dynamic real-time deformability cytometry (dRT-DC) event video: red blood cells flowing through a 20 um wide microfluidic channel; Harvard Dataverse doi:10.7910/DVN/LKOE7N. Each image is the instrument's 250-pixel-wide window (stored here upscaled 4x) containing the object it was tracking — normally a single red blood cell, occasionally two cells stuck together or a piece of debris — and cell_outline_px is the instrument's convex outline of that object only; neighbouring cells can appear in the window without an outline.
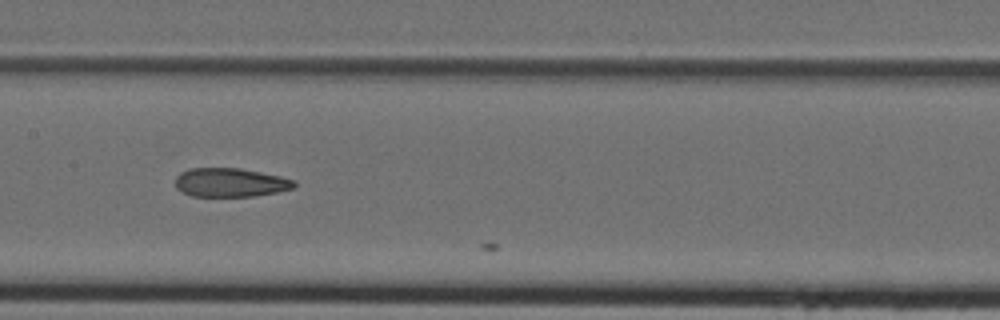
{"species": "Egyptian fruit bat (a non-hibernating species)", "species_latin": "Rousettus aegyptiacus", "temperature_condition": "cold", "stored_images_in_passage": 17, "camera_frame_rate_fps": 3000, "um_per_image_px": 0.085, "animal": {"sex": "female"}, "frame": {"image": 1, "passage_image": 16, "time_ms": 5.0, "image_size_px": [1000, 320], "cell_outline_px": [[296, 188], [276, 192], [252, 196], [192, 196], [176, 188], [176, 176], [180, 172], [188, 168], [240, 168], [280, 176], [296, 180]], "centroid_in_image_um": [19.59, 15.5], "position_along_channel_um": 187.8, "area_um2": 20.0}}